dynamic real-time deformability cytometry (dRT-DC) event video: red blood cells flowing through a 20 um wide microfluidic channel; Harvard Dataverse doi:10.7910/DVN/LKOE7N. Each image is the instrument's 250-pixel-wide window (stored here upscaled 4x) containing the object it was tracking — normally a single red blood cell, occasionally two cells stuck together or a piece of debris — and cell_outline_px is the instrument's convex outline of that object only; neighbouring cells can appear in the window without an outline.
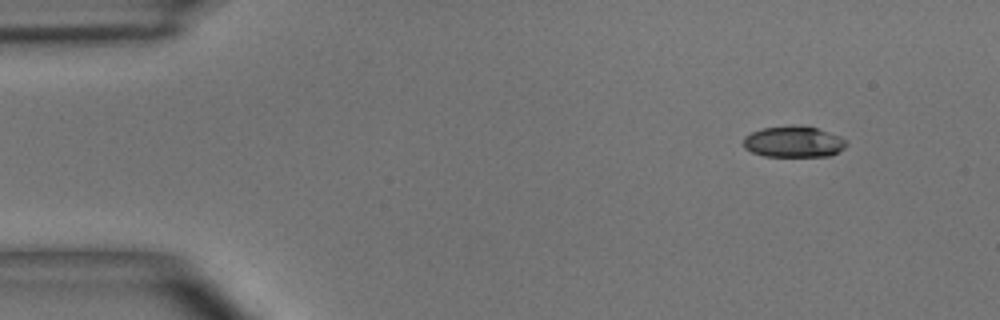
{"species": "common noctule bat (a hibernating species)", "species_latin": "Nyctalus noctula", "temperature_condition": "room temperature", "stored_images_in_passage": 4, "camera_frame_rate_fps": 3000, "um_per_image_px": 0.085, "animal": {"sex": "male", "body_mass_g": 15.6}, "frame": {"image": 1, "passage_image": 1, "time_ms": 0.0, "image_size_px": [1000, 320], "cell_outline_px": [[848, 144], [844, 148], [832, 156], [764, 156], [752, 152], [744, 148], [744, 136], [752, 132], [764, 128], [792, 124], [816, 128], [840, 136], [848, 140]], "centroid_in_image_um": [67.48, 12.05], "position_along_channel_um": 17.5, "area_um2": 18.84}}
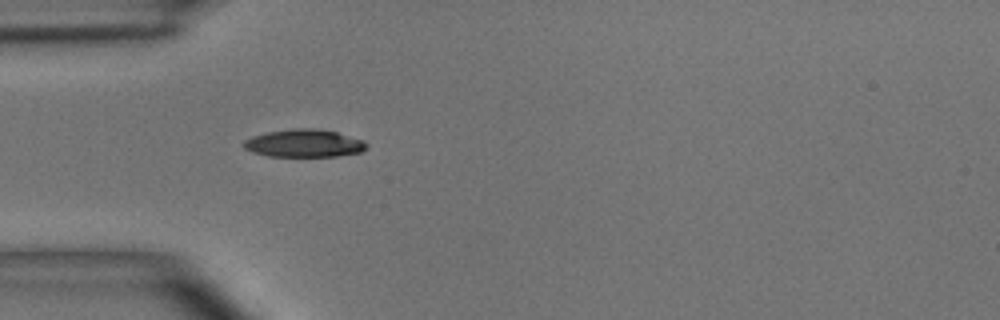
{"frame": {"image": 2, "passage_image": 4, "time_ms": 3.333, "image_size_px": [1000, 320], "cell_outline_px": [[368, 144], [360, 152], [336, 156], [268, 156], [252, 152], [244, 148], [244, 140], [252, 136], [268, 132], [296, 128], [316, 128], [336, 132], [364, 140]], "centroid_in_image_um": [25.84, 12.18], "position_along_channel_um": 59.2, "area_um2": 19.71}}